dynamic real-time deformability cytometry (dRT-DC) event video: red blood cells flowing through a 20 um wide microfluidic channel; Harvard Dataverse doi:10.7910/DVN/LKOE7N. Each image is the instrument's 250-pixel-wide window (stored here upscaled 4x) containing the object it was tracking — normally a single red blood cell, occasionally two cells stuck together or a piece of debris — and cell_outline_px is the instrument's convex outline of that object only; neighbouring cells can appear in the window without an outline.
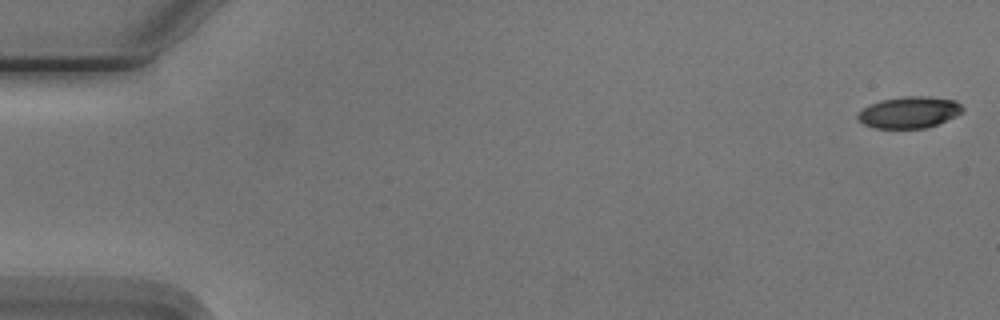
{"species": "Egyptian fruit bat (a non-hibernating species)", "species_latin": "Rousettus aegyptiacus", "temperature_condition": "cold", "stored_images_in_passage": 6, "camera_frame_rate_fps": 3000, "um_per_image_px": 0.085, "animal": {"sex": "male"}, "frame": {"image": 1, "passage_image": 1, "time_ms": 0.0, "image_size_px": [1000, 320], "cell_outline_px": [[964, 108], [956, 116], [936, 124], [924, 128], [872, 128], [864, 124], [856, 116], [864, 108], [880, 100], [900, 96], [928, 96], [956, 100]], "centroid_in_image_um": [77.29, 9.53], "position_along_channel_um": 7.7, "area_um2": 19.13}}
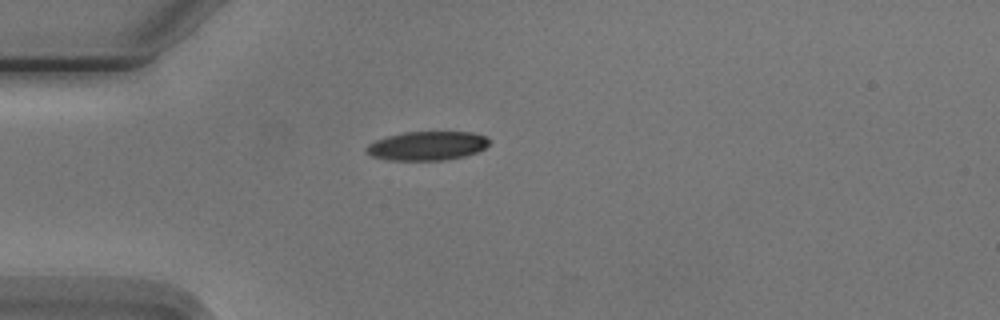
{"frame": {"image": 2, "passage_image": 5, "time_ms": 4.667, "image_size_px": [1000, 320], "cell_outline_px": [[488, 144], [484, 148], [476, 152], [464, 156], [444, 160], [388, 160], [372, 156], [364, 148], [368, 144], [376, 140], [388, 136], [404, 132], [472, 132], [484, 136], [488, 140]], "centroid_in_image_um": [36.28, 12.39], "position_along_channel_um": 48.7, "area_um2": 20.52}}